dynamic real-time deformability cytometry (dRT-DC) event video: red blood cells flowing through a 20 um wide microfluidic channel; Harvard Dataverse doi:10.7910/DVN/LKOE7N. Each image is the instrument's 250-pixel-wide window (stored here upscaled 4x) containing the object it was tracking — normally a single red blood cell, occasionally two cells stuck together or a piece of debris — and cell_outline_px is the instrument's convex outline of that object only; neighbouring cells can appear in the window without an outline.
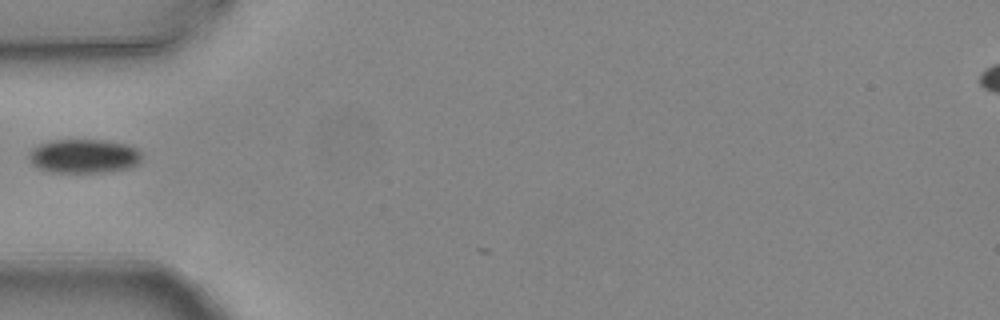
{"species": "common noctule bat (a hibernating species)", "species_latin": "Nyctalus noctula", "temperature_condition": "warm", "stored_images_in_passage": 1, "camera_frame_rate_fps": 3000, "um_per_image_px": 0.085, "animal": {"sex": "female", "body_mass_g": 24.6, "forearm_length_mm": 56.2}, "frame": {"image": 1, "passage_image": 1, "time_ms": 0.0, "image_size_px": [1000, 320], "cell_outline_px": [[140, 160], [136, 164], [128, 168], [104, 172], [52, 172], [40, 168], [32, 164], [32, 148], [40, 144], [52, 140], [104, 140], [124, 144], [136, 148], [140, 152]], "centroid_in_image_um": [7.15, 13.27], "position_along_channel_um": 77.8, "area_um2": 21.85}}